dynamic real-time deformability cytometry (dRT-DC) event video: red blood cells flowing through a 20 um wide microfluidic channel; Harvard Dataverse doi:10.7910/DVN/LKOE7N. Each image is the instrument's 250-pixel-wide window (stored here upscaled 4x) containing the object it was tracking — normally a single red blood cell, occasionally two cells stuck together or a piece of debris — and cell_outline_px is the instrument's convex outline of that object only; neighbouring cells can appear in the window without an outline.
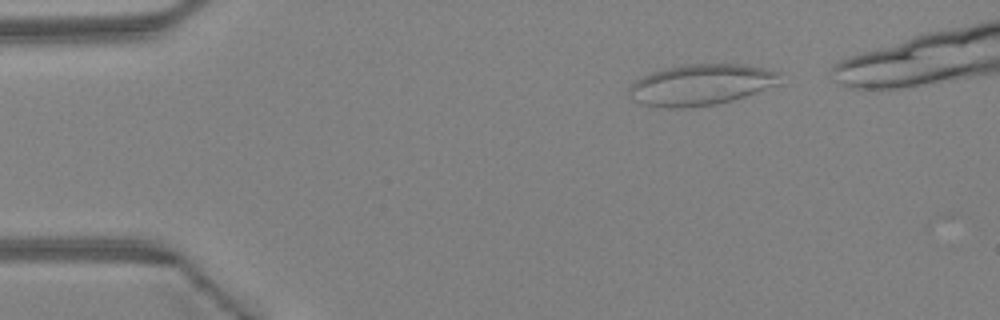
{"species": "Egyptian fruit bat (a non-hibernating species)", "species_latin": "Rousettus aegyptiacus", "temperature_condition": "warm", "stored_images_in_passage": 32, "camera_frame_rate_fps": 3000, "um_per_image_px": 0.085, "animal": {"sex": "female"}, "frame": {"image": 1, "passage_image": 2, "time_ms": 0.333, "image_size_px": [1000, 320], "cell_outline_px": [[780, 84], [732, 100], [716, 104], [684, 108], [664, 108], [644, 104], [632, 100], [628, 96], [628, 88], [636, 80], [648, 72], [664, 68], [684, 64], [740, 64], [768, 68], [780, 72]], "centroid_in_image_um": [59.56, 7.19], "position_along_channel_um": 25.4, "area_um2": 36.41}}
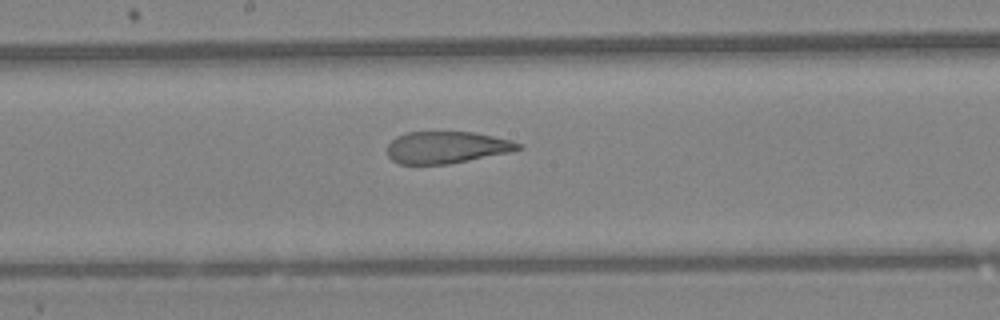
{"frame": {"image": 2, "passage_image": 19, "time_ms": 6.0, "image_size_px": [1000, 320], "cell_outline_px": [[524, 148], [508, 152], [448, 164], [400, 164], [392, 160], [388, 156], [388, 144], [396, 136], [408, 132], [476, 132], [512, 140], [524, 144]], "centroid_in_image_um": [37.98, 12.52], "position_along_channel_um": 210.2, "area_um2": 24.39}}
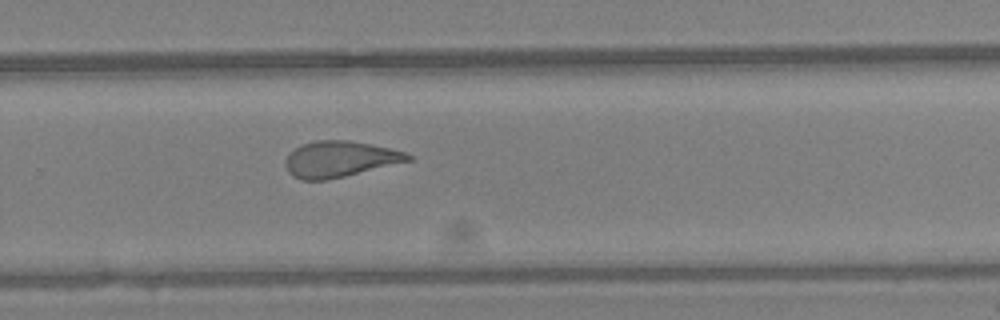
{"frame": {"image": 3, "passage_image": 25, "time_ms": 8.0, "image_size_px": [1000, 320], "cell_outline_px": [[412, 160], [328, 180], [304, 180], [292, 176], [288, 172], [284, 164], [284, 160], [300, 144], [316, 140], [348, 140], [388, 148], [404, 152], [412, 156]], "centroid_in_image_um": [28.83, 13.53], "position_along_channel_um": 301.0, "area_um2": 25.49}}